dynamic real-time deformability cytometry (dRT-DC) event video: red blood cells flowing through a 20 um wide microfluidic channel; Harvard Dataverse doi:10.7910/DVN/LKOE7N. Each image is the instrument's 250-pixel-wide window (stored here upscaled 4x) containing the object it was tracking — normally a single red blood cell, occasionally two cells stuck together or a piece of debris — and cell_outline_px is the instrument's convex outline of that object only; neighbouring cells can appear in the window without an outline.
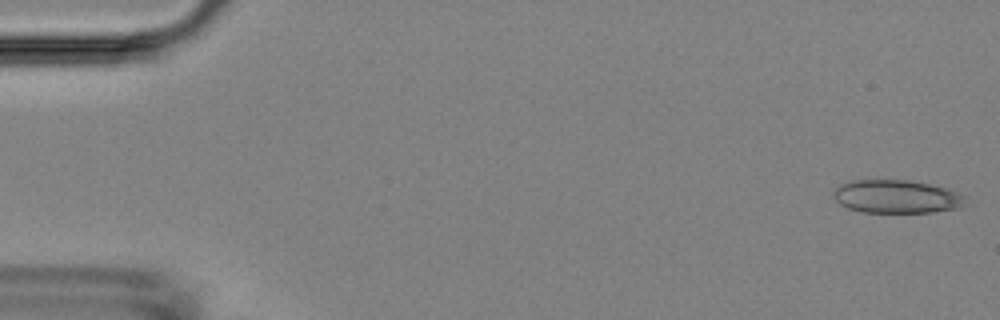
{"species": "Egyptian fruit bat (a non-hibernating species)", "species_latin": "Rousettus aegyptiacus", "temperature_condition": "room temperature", "stored_images_in_passage": 55, "camera_frame_rate_fps": 3000, "um_per_image_px": 0.085, "animal": {"sex": "female"}, "frame": {"image": 1, "passage_image": 1, "time_ms": 0.0, "image_size_px": [1000, 320], "cell_outline_px": [[964, 196], [960, 204], [956, 208], [932, 212], [860, 212], [848, 208], [840, 204], [832, 196], [832, 192], [840, 184], [852, 180], [908, 180], [928, 184], [944, 188]], "centroid_in_image_um": [76.08, 16.71], "position_along_channel_um": 8.9, "area_um2": 25.09}}
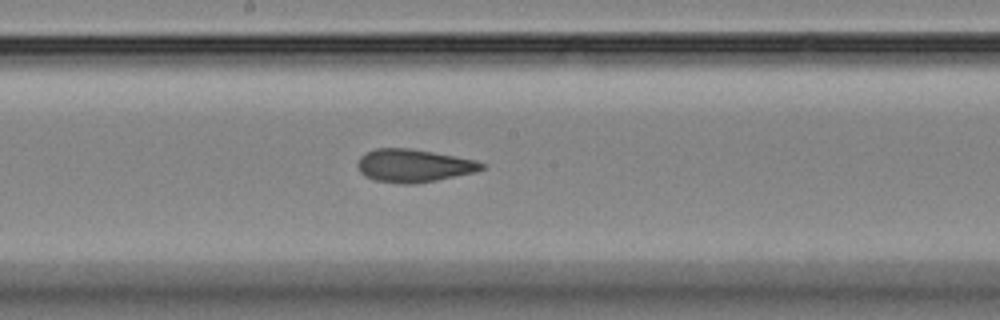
{"frame": {"image": 2, "passage_image": 29, "time_ms": 9.333, "image_size_px": [1000, 320], "cell_outline_px": [[484, 168], [476, 172], [416, 184], [404, 184], [372, 180], [364, 176], [360, 172], [356, 164], [360, 156], [376, 148], [408, 148], [432, 152], [476, 160], [484, 164]], "centroid_in_image_um": [35.13, 14.09], "position_along_channel_um": 213.1, "area_um2": 23.81}}
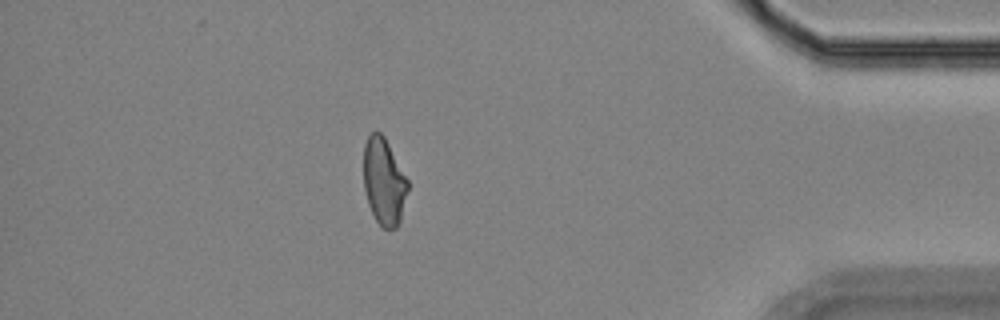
{"frame": {"image": 3, "passage_image": 48, "time_ms": 15.667, "image_size_px": [1000, 320], "cell_outline_px": [[408, 188], [400, 220], [396, 228], [384, 228], [376, 220], [368, 204], [364, 188], [364, 144], [368, 136], [372, 132], [380, 132], [384, 136], [408, 180]], "centroid_in_image_um": [32.62, 15.42], "position_along_channel_um": 402.6, "area_um2": 22.08}, "authors_computed_cell_mechanics": {"area_um2": 24.0448, "velocity_mm_per_s": 3.609, "shape_relaxation_time_tau1_ms": null, "shape_relaxation_time_tau2_ms": 1.7846, "deformation_change_tau1": null, "deformation_change_tau2": 0.0896}}